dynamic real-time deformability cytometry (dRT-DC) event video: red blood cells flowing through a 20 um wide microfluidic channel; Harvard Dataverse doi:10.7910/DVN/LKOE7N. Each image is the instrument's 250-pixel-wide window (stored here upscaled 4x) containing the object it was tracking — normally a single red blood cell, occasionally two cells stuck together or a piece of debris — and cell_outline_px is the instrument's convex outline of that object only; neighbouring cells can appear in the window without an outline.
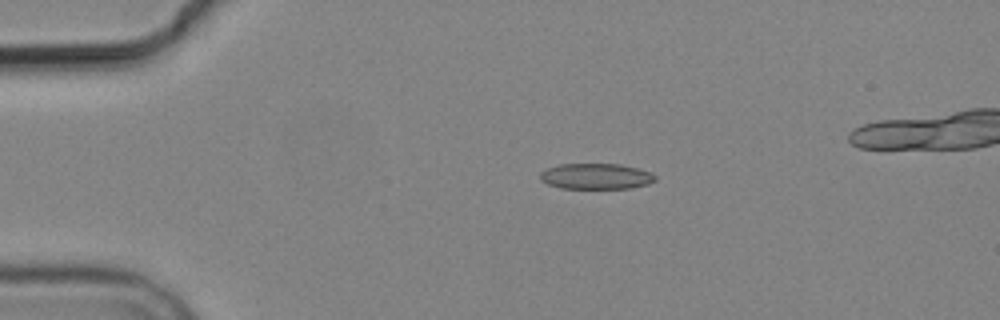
{"species": "common noctule bat (a hibernating species)", "species_latin": "Nyctalus noctula", "temperature_condition": "cold", "stored_images_in_passage": 5, "camera_frame_rate_fps": 3000, "um_per_image_px": 0.085, "animal": {"sex": "male", "body_mass_g": 19.2, "forearm_length_mm": 51.8}, "frame": {"image": 1, "passage_image": 3, "time_ms": 2.333, "image_size_px": [1000, 320], "cell_outline_px": [[656, 180], [648, 184], [632, 188], [560, 188], [548, 184], [540, 180], [540, 172], [548, 168], [560, 164], [620, 164], [652, 172], [656, 176]], "centroid_in_image_um": [50.67, 14.99], "position_along_channel_um": 34.3, "area_um2": 17.28}}